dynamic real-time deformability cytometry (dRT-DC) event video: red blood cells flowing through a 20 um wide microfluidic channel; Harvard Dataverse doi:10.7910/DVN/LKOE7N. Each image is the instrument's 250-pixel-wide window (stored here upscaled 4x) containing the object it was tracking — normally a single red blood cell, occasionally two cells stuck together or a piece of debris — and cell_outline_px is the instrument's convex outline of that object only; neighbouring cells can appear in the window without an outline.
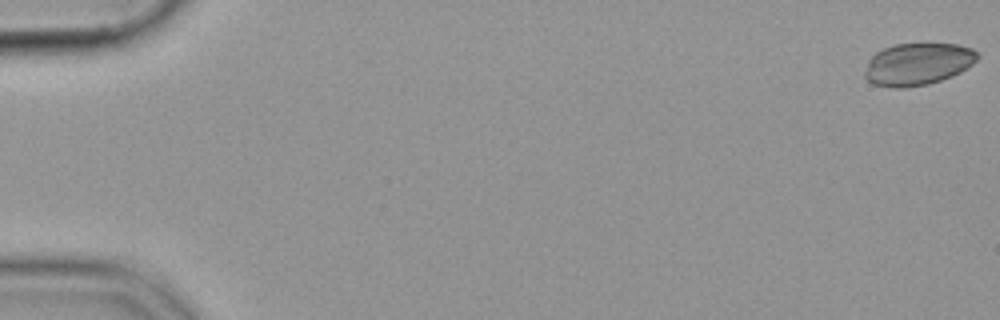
{"species": "common noctule bat (a hibernating species)", "species_latin": "Nyctalus noctula", "temperature_condition": "cold", "stored_images_in_passage": 55, "camera_frame_rate_fps": 3000, "um_per_image_px": 0.085, "animal": {"sex": "female", "body_mass_g": 19.9}, "frame": {"image": 1, "passage_image": 1, "time_ms": 0.0, "image_size_px": [1000, 320], "cell_outline_px": [[980, 56], [972, 64], [960, 72], [952, 76], [928, 84], [904, 88], [892, 88], [872, 84], [864, 76], [864, 72], [868, 60], [876, 52], [884, 48], [896, 44], [960, 44], [972, 48]], "centroid_in_image_um": [77.99, 5.45], "position_along_channel_um": 7.0, "area_um2": 27.74}}
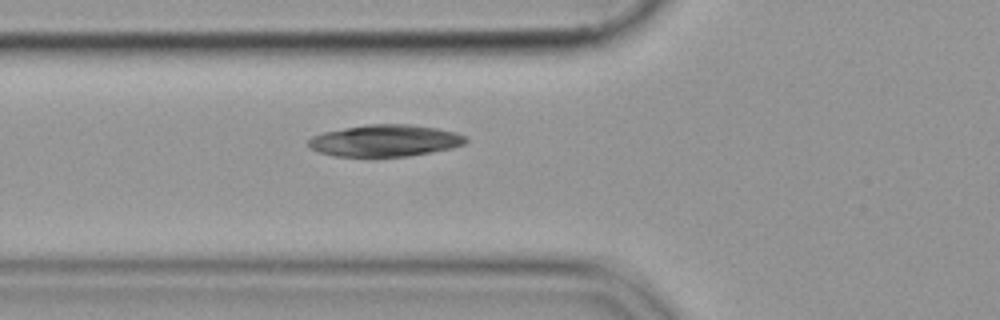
{"frame": {"image": 2, "passage_image": 21, "time_ms": 6.667, "image_size_px": [1000, 320], "cell_outline_px": [[468, 140], [464, 144], [452, 148], [432, 152], [408, 156], [332, 156], [308, 148], [308, 140], [312, 136], [324, 132], [344, 128], [368, 124], [412, 124], [436, 128], [456, 132], [464, 136]], "centroid_in_image_um": [32.72, 11.95], "position_along_channel_um": 93.1, "area_um2": 29.13}}
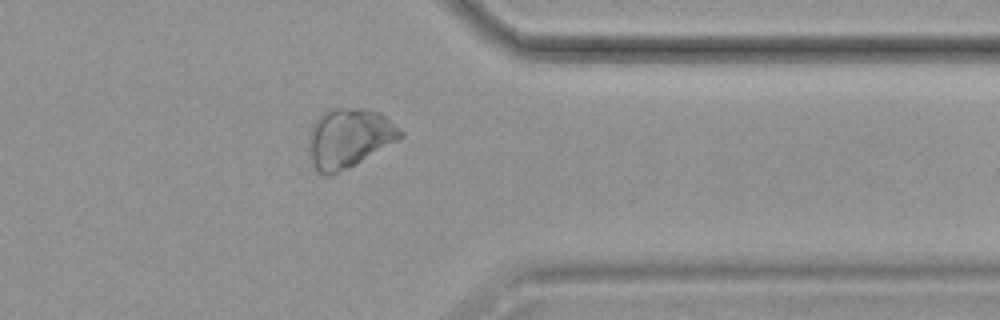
{"frame": {"image": 3, "passage_image": 45, "time_ms": 14.667, "image_size_px": [1000, 320], "cell_outline_px": [[404, 136], [360, 160], [328, 176], [324, 176], [316, 172], [312, 160], [312, 124], [320, 112], [328, 108], [364, 108], [380, 112], [400, 128], [404, 132]], "centroid_in_image_um": [29.68, 11.67], "position_along_channel_um": 381.7, "area_um2": 30.75}}